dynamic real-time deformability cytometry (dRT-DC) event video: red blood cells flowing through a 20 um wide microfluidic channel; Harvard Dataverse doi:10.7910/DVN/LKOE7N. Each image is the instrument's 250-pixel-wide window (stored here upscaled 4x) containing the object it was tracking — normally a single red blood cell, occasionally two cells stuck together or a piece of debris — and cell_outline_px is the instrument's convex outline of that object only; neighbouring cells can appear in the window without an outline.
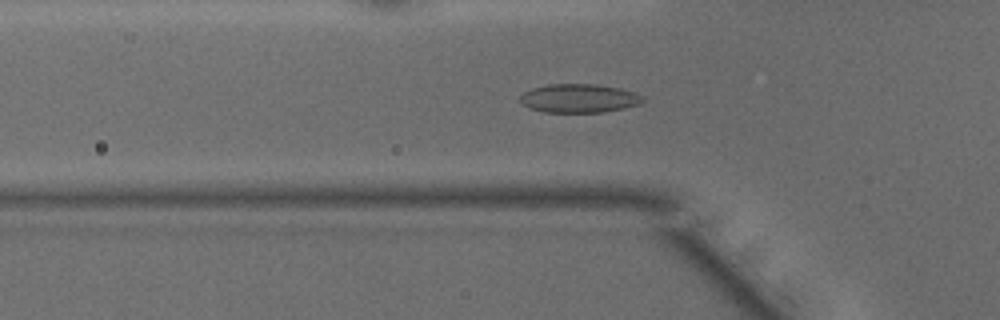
{"species": "common noctule bat (a hibernating species)", "species_latin": "Nyctalus noctula", "temperature_condition": "warm", "stored_images_in_passage": 48, "camera_frame_rate_fps": 3000, "um_per_image_px": 0.085, "animal": {"sex": "male", "body_mass_g": 15.6}, "frame": {"image": 1, "passage_image": 16, "time_ms": 5.0, "image_size_px": [1000, 320], "cell_outline_px": [[644, 100], [640, 104], [624, 108], [604, 112], [544, 112], [528, 108], [520, 100], [520, 96], [524, 92], [532, 88], [548, 84], [596, 84], [620, 88], [644, 96]], "centroid_in_image_um": [49.22, 8.35], "position_along_channel_um": 76.6, "area_um2": 20.52}}
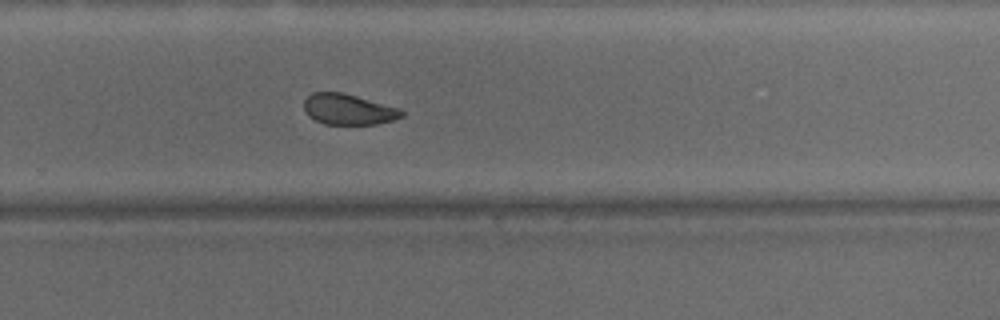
{"frame": {"image": 2, "passage_image": 32, "time_ms": 10.333, "image_size_px": [1000, 320], "cell_outline_px": [[404, 116], [392, 120], [376, 124], [324, 124], [308, 116], [304, 112], [304, 100], [312, 92], [340, 92], [356, 96], [400, 108], [404, 112]], "centroid_in_image_um": [29.6, 9.3], "position_along_channel_um": 300.2, "area_um2": 17.46}}
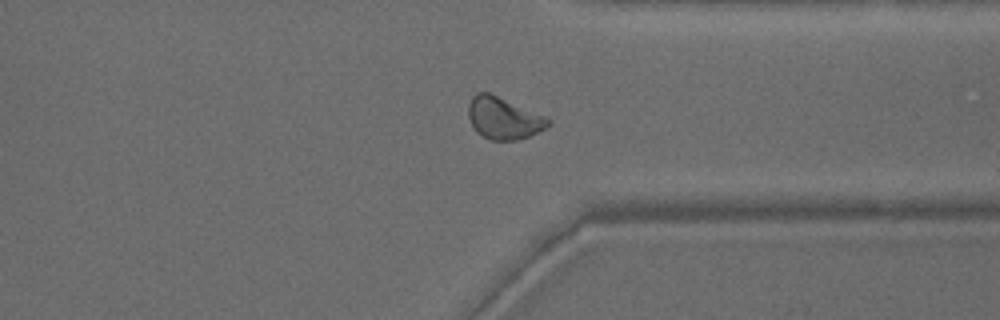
{"frame": {"image": 3, "passage_image": 37, "time_ms": 12.0, "image_size_px": [1000, 320], "cell_outline_px": [[552, 120], [544, 128], [528, 136], [516, 140], [492, 140], [476, 132], [468, 116], [468, 104], [472, 96], [476, 92], [488, 92], [544, 116]], "centroid_in_image_um": [42.75, 10.03], "position_along_channel_um": 368.6, "area_um2": 19.07}, "authors_computed_cell_mechanics": {"area_um2": 19.7676, "velocity_mm_per_s": 4.182, "shape_relaxation_time_tau1_ms": 5.1738, "shape_relaxation_time_tau2_ms": 1.8819, "deformation_change_tau1": 0.1282, "deformation_change_tau2": 0.0565}}